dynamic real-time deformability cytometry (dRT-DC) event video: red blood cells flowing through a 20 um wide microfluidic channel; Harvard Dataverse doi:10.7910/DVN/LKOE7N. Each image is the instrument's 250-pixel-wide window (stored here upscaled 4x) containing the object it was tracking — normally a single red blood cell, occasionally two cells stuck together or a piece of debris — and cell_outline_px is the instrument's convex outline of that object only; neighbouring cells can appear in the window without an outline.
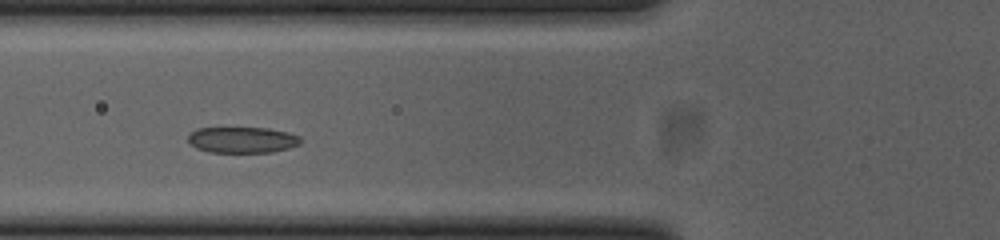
{"species": "common noctule bat (a hibernating species)", "species_latin": "Nyctalus noctula", "temperature_condition": "cold", "stored_images_in_passage": 44, "camera_frame_rate_fps": 3000, "um_per_image_px": 0.085, "animal": {"sex": "female", "body_mass_g": 23.0, "forearm_length_mm": 53.4}, "frame": {"image": 1, "passage_image": 11, "time_ms": 3.333, "image_size_px": [1000, 240], "cell_outline_px": [[300, 144], [288, 148], [272, 152], [208, 152], [196, 148], [188, 140], [188, 136], [196, 128], [268, 128], [288, 132], [300, 136]], "centroid_in_image_um": [20.6, 11.89], "position_along_channel_um": 105.2, "area_um2": 16.99}}
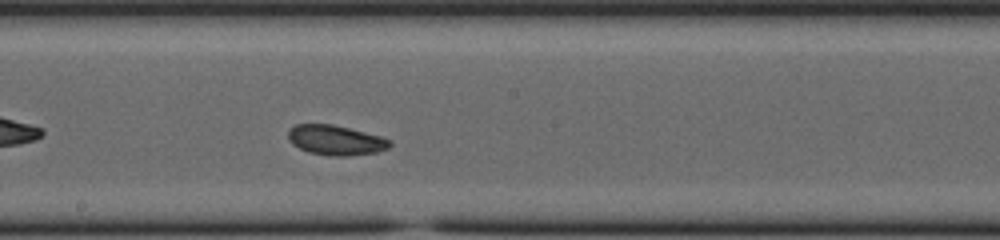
{"frame": {"image": 2, "passage_image": 20, "time_ms": 6.333, "image_size_px": [1000, 240], "cell_outline_px": [[392, 144], [388, 148], [376, 152], [348, 156], [328, 156], [308, 152], [292, 144], [288, 140], [288, 132], [296, 124], [332, 124], [380, 136], [392, 140]], "centroid_in_image_um": [28.53, 11.92], "position_along_channel_um": 219.7, "area_um2": 17.69}}
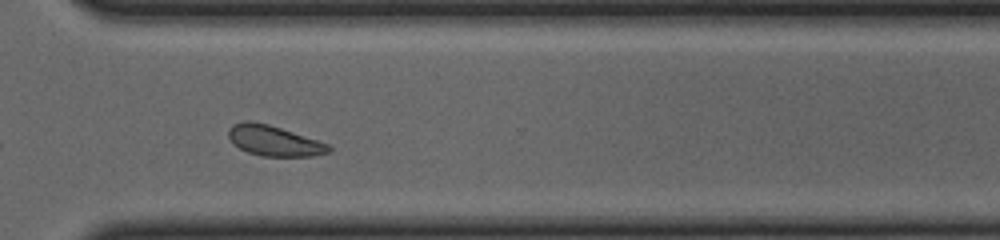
{"frame": {"image": 3, "passage_image": 30, "time_ms": 9.667, "image_size_px": [1000, 240], "cell_outline_px": [[332, 152], [312, 156], [264, 156], [248, 152], [240, 148], [228, 136], [228, 128], [232, 124], [244, 120], [248, 120], [268, 124], [328, 144], [332, 148]], "centroid_in_image_um": [23.29, 11.96], "position_along_channel_um": 347.3, "area_um2": 17.51}, "authors_computed_cell_mechanics": {"area_um2": 17.918, "velocity_mm_per_s": 3.8253, "shape_relaxation_time_tau1_ms": 2.5345, "shape_relaxation_time_tau2_ms": null, "deformation_change_tau1": 0.0899, "deformation_change_tau2": null}}